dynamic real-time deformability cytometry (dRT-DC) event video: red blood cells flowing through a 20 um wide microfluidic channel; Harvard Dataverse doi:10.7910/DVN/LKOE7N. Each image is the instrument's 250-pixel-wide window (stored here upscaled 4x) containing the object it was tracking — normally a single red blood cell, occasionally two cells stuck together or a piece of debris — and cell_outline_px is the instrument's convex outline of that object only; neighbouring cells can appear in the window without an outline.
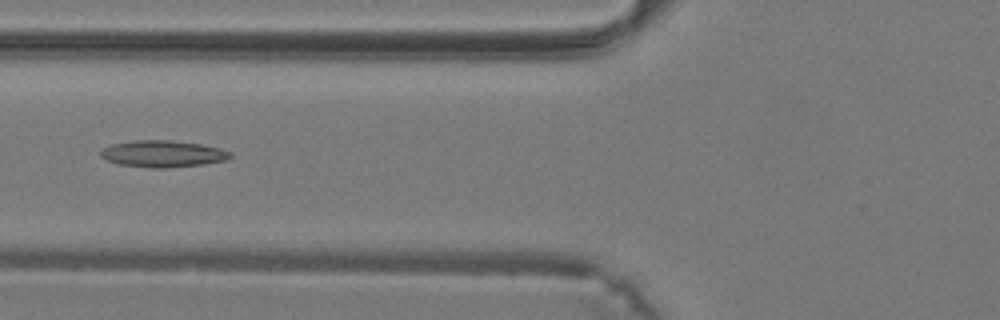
{"species": "common noctule bat (a hibernating species)", "species_latin": "Nyctalus noctula", "temperature_condition": "warm", "stored_images_in_passage": 28, "camera_frame_rate_fps": 3000, "um_per_image_px": 0.085, "animal": {"sex": "male", "body_mass_g": 19.2, "forearm_length_mm": 51.8}, "frame": {"image": 1, "passage_image": 16, "time_ms": 5.0, "image_size_px": [1000, 320], "cell_outline_px": [[232, 156], [228, 160], [204, 164], [164, 168], [152, 168], [116, 164], [100, 156], [100, 152], [104, 148], [112, 144], [136, 140], [168, 140], [200, 144], [220, 148], [232, 152]], "centroid_in_image_um": [13.86, 13.08], "position_along_channel_um": 111.9, "area_um2": 20.17}}
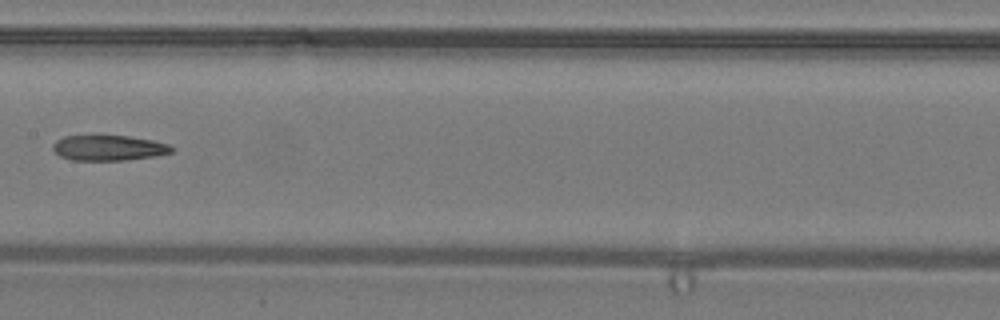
{"frame": {"image": 2, "passage_image": 21, "time_ms": 6.667, "image_size_px": [1000, 320], "cell_outline_px": [[176, 148], [172, 152], [156, 156], [128, 160], [72, 160], [60, 156], [52, 148], [52, 144], [56, 140], [64, 136], [128, 136], [152, 140], [168, 144]], "centroid_in_image_um": [9.26, 12.57], "position_along_channel_um": 198.1, "area_um2": 17.57}}
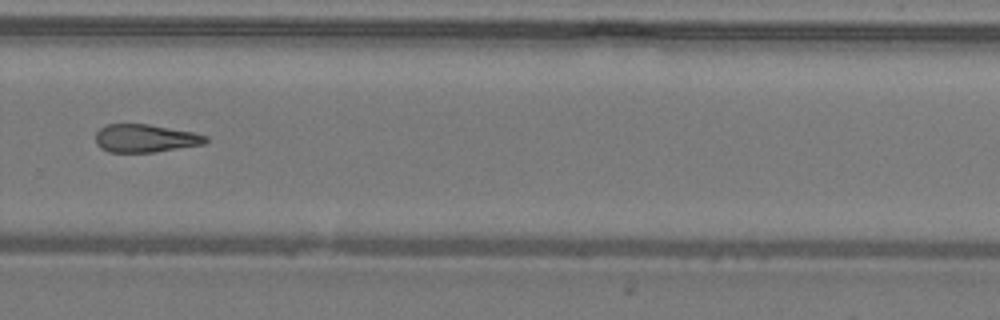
{"frame": {"image": 3, "passage_image": 28, "time_ms": 9.0, "image_size_px": [1000, 320], "cell_outline_px": [[208, 140], [204, 144], [152, 152], [108, 152], [100, 148], [96, 144], [96, 132], [104, 124], [148, 124], [192, 132], [208, 136]], "centroid_in_image_um": [12.31, 11.75], "position_along_channel_um": 317.5, "area_um2": 17.92}}